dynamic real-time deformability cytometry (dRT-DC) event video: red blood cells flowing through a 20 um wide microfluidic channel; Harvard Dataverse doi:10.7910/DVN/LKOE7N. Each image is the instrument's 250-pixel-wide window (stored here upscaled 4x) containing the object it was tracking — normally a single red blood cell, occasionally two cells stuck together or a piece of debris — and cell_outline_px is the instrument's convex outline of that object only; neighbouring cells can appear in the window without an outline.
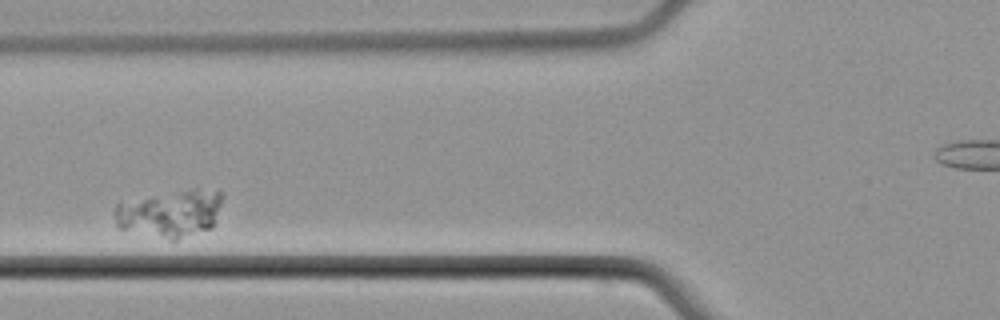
{"species": "common noctule bat (a hibernating species)", "species_latin": "Nyctalus noctula", "temperature_condition": "cold", "stored_images_in_passage": 11, "camera_frame_rate_fps": 3000, "um_per_image_px": 0.085, "animal": {"sex": "male", "body_mass_g": 21.5, "forearm_length_mm": 52.0}, "frame": {"image": 1, "passage_image": 2, "time_ms": 1.333, "image_size_px": [1000, 320], "cell_outline_px": [[224, 196], [212, 228], [176, 240], [168, 240], [120, 228], [116, 224], [112, 212], [116, 204], [152, 196], [192, 188], [220, 188], [224, 192]], "centroid_in_image_um": [14.54, 18.12], "position_along_channel_um": 111.3, "area_um2": 30.06}}
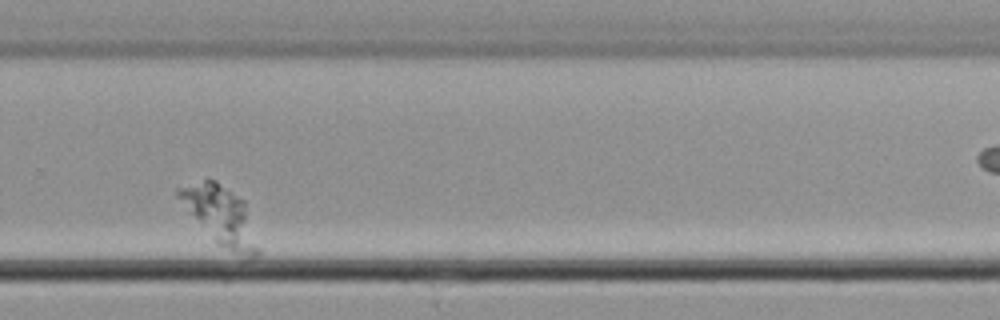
{"frame": {"image": 2, "passage_image": 7, "time_ms": 7.333, "image_size_px": [1000, 320], "cell_outline_px": [[260, 256], [244, 260], [216, 244], [176, 196], [176, 188], [204, 180], [216, 180], [244, 200], [260, 248]], "centroid_in_image_um": [18.82, 18.42], "position_along_channel_um": 311.0, "area_um2": 27.22}}
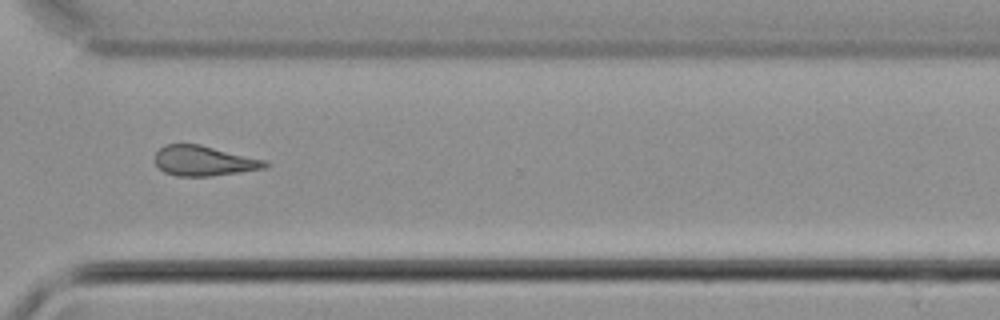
{"frame": {"image": 3, "passage_image": 8, "time_ms": 12.0, "image_size_px": [1000, 320], "cell_outline_px": [[268, 168], [212, 176], [176, 176], [164, 172], [156, 164], [156, 152], [164, 144], [200, 144], [264, 160], [268, 164]], "centroid_in_image_um": [17.32, 13.67], "position_along_channel_um": 353.3, "area_um2": 19.19}}